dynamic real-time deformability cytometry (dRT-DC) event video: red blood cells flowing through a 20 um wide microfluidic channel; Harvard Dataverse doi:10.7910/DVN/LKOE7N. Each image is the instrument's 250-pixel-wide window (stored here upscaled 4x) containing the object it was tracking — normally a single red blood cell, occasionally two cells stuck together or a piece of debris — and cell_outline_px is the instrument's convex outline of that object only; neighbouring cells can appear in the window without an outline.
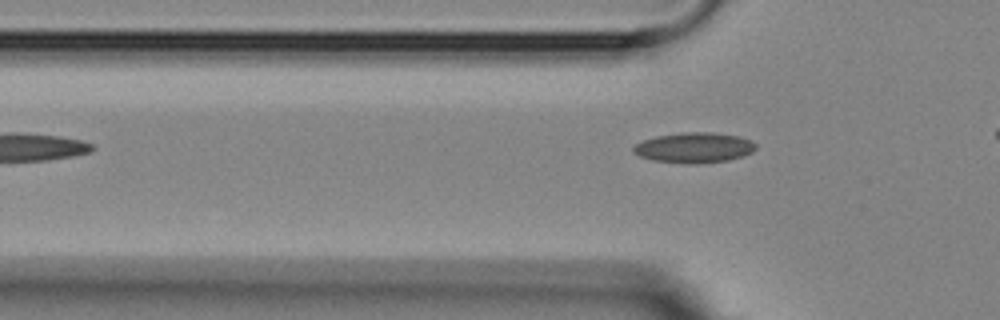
{"species": "Egyptian fruit bat (a non-hibernating species)", "species_latin": "Rousettus aegyptiacus", "temperature_condition": "room temperature", "stored_images_in_passage": 4, "camera_frame_rate_fps": 3000, "um_per_image_px": 0.085, "animal": {"sex": "female"}, "frame": {"image": 1, "passage_image": 4, "time_ms": 3.333, "image_size_px": [1000, 320], "cell_outline_px": [[756, 148], [752, 152], [744, 156], [728, 160], [696, 164], [688, 164], [652, 160], [640, 156], [632, 152], [632, 148], [636, 144], [644, 140], [656, 136], [680, 132], [712, 132], [740, 136], [752, 140], [756, 144]], "centroid_in_image_um": [59.02, 12.55], "position_along_channel_um": 66.8, "area_um2": 21.85}}